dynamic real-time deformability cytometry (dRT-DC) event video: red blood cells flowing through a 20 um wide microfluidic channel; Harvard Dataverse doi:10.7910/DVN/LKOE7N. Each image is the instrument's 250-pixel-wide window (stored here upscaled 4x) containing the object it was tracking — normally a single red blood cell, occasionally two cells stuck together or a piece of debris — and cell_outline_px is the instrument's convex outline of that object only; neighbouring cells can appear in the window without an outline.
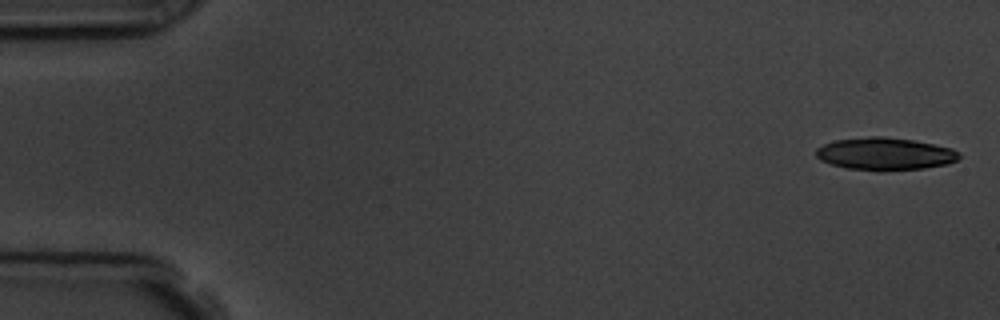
{"species": "common noctule bat (a hibernating species)", "species_latin": "Nyctalus noctula", "temperature_condition": "room temperature", "stored_images_in_passage": 7, "camera_frame_rate_fps": 3000, "um_per_image_px": 0.085, "animal": {"sex": "male", "body_mass_g": 19.5, "forearm_length_mm": 54.6}, "frame": {"image": 1, "passage_image": 1, "time_ms": 0.0, "image_size_px": [1000, 320], "cell_outline_px": [[960, 156], [956, 160], [948, 164], [924, 168], [880, 172], [848, 168], [832, 164], [820, 160], [816, 156], [816, 148], [824, 144], [836, 140], [872, 136], [884, 136], [912, 140], [952, 148], [960, 152]], "centroid_in_image_um": [75.23, 13.09], "position_along_channel_um": 9.8, "area_um2": 27.22}}
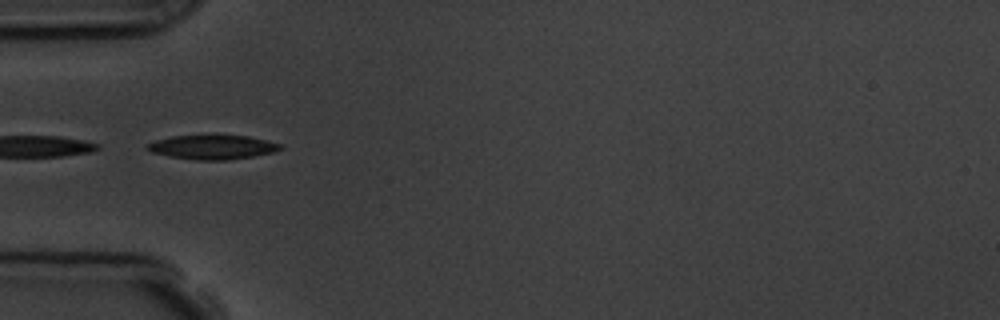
{"frame": {"image": 2, "passage_image": 5, "time_ms": 5.333, "image_size_px": [1000, 320], "cell_outline_px": [[284, 148], [272, 152], [252, 156], [228, 160], [196, 160], [168, 156], [152, 152], [144, 148], [148, 144], [156, 140], [172, 136], [248, 136], [280, 144]], "centroid_in_image_um": [18.03, 12.52], "position_along_channel_um": 67.0, "area_um2": 18.44}}